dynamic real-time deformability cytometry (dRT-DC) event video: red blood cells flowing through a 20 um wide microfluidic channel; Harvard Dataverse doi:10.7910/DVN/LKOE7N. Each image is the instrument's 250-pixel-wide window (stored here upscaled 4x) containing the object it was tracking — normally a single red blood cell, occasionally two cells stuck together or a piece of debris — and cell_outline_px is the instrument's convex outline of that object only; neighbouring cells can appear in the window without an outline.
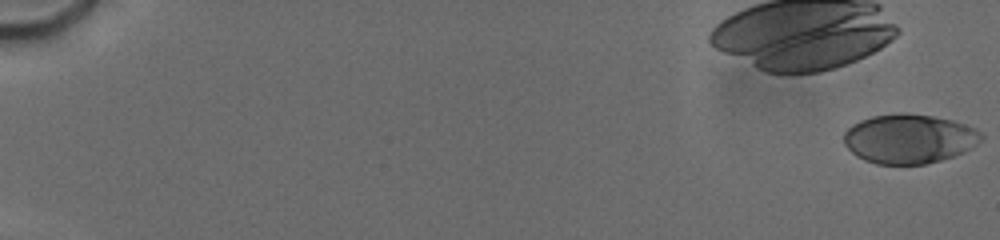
{"species": "human", "species_latin": "Homo sapiens", "temperature_condition": "cold", "stored_images_in_passage": 49, "camera_frame_rate_fps": 3000, "um_per_image_px": 0.085, "donor": {"sex": "male"}, "frame": {"image": 1, "passage_image": 1, "time_ms": 0.0, "image_size_px": [1000, 240], "cell_outline_px": [[984, 136], [976, 144], [964, 152], [940, 160], [924, 164], [876, 164], [864, 160], [856, 156], [844, 144], [844, 132], [852, 124], [860, 120], [872, 116], [900, 112], [904, 112], [932, 116], [952, 120], [964, 124], [980, 132]], "centroid_in_image_um": [77.24, 11.79], "position_along_channel_um": 7.8, "area_um2": 39.42}}
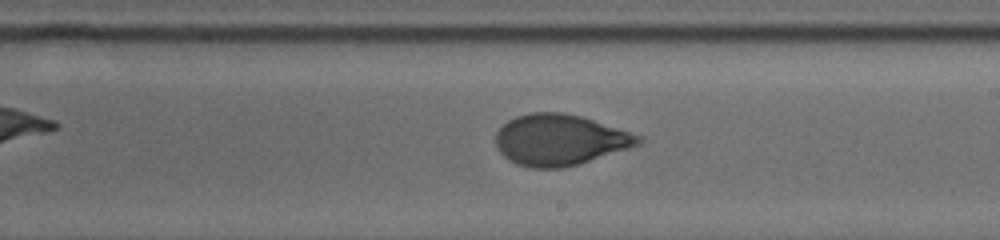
{"frame": {"image": 2, "passage_image": 31, "time_ms": 11.667, "image_size_px": [1000, 240], "cell_outline_px": [[644, 140], [640, 144], [628, 148], [576, 164], [560, 168], [528, 168], [516, 164], [508, 160], [496, 148], [496, 132], [508, 120], [516, 116], [532, 112], [564, 112], [580, 116], [640, 136]], "centroid_in_image_um": [47.52, 11.89], "position_along_channel_um": 241.5, "area_um2": 41.91}}
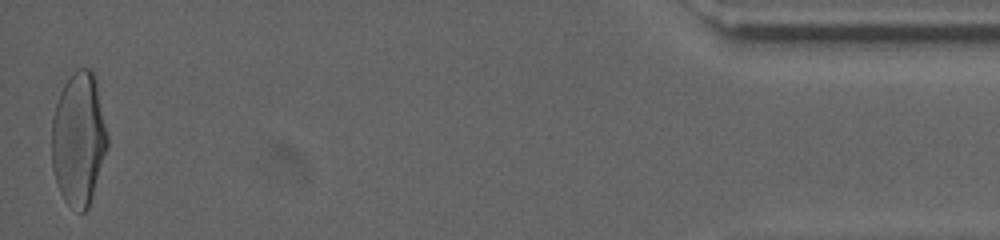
{"frame": {"image": 3, "passage_image": 49, "time_ms": 18.667, "image_size_px": [1000, 240], "cell_outline_px": [[108, 148], [88, 208], [84, 212], [80, 212], [68, 204], [64, 200], [60, 192], [52, 168], [52, 120], [56, 104], [60, 92], [64, 84], [80, 68], [88, 68], [96, 76], [108, 136]], "centroid_in_image_um": [6.7, 11.82], "position_along_channel_um": 428.5, "area_um2": 43.18}, "authors_computed_cell_mechanics": {"area_um2": 41.5004, "velocity_mm_per_s": 3.7698, "shape_relaxation_time_tau1_ms": 4.0943, "shape_relaxation_time_tau2_ms": 0.698, "deformation_change_tau1": 0.1777, "deformation_change_tau2": 0.0474}}